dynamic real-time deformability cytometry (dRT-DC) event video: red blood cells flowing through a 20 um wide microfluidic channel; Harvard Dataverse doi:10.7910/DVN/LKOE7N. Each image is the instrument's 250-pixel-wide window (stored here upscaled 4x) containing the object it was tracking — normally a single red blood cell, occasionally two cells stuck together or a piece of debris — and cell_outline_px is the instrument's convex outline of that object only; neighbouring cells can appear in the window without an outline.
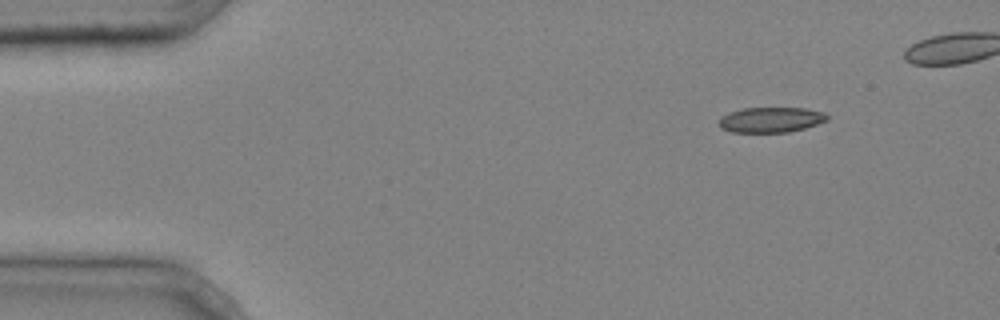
{"species": "common noctule bat (a hibernating species)", "species_latin": "Nyctalus noctula", "temperature_condition": "cold", "stored_images_in_passage": 3, "camera_frame_rate_fps": 3000, "um_per_image_px": 0.085, "animal": {"sex": "male", "body_mass_g": 20.4}, "frame": {"image": 1, "passage_image": 3, "time_ms": 0.667, "image_size_px": [1000, 320], "cell_outline_px": [[828, 120], [804, 128], [788, 132], [732, 132], [720, 128], [720, 116], [728, 112], [744, 108], [804, 108], [824, 112], [828, 116]], "centroid_in_image_um": [65.51, 10.17], "position_along_channel_um": 19.5, "area_um2": 15.9}}